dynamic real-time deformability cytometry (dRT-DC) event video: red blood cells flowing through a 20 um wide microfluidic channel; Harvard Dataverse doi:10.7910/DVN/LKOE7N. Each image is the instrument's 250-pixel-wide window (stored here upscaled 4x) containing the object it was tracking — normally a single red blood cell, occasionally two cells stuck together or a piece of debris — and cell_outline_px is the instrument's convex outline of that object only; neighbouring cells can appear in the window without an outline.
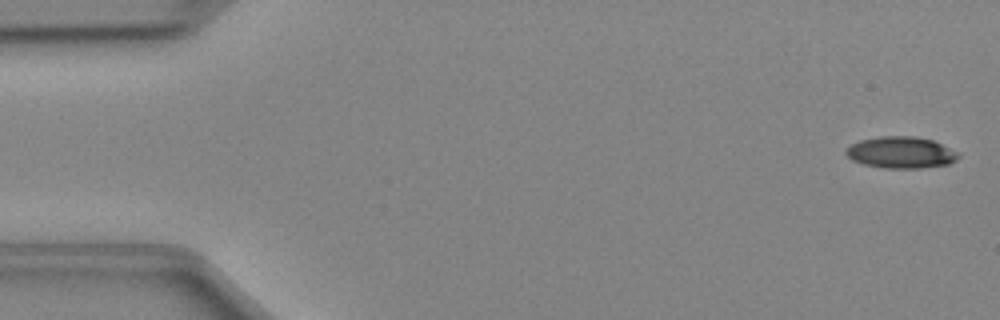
{"species": "Egyptian fruit bat (a non-hibernating species)", "species_latin": "Rousettus aegyptiacus", "temperature_condition": "cold", "stored_images_in_passage": 13, "camera_frame_rate_fps": 3000, "um_per_image_px": 0.085, "animal": {"sex": "female"}, "frame": {"image": 1, "passage_image": 1, "time_ms": 0.0, "image_size_px": [1000, 320], "cell_outline_px": [[960, 156], [956, 160], [948, 164], [920, 168], [884, 168], [864, 164], [852, 160], [844, 152], [852, 144], [860, 140], [880, 136], [916, 136], [932, 140], [960, 152]], "centroid_in_image_um": [76.61, 12.96], "position_along_channel_um": 8.4, "area_um2": 20.69}}